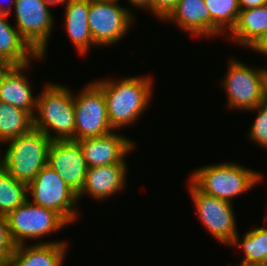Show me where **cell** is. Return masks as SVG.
Instances as JSON below:
<instances>
[{"label": "cell", "mask_w": 267, "mask_h": 266, "mask_svg": "<svg viewBox=\"0 0 267 266\" xmlns=\"http://www.w3.org/2000/svg\"><path fill=\"white\" fill-rule=\"evenodd\" d=\"M127 165L125 160L119 164L90 167L85 176V183L78 200L89 194L94 199L104 200L118 193L126 186Z\"/></svg>", "instance_id": "15"}, {"label": "cell", "mask_w": 267, "mask_h": 266, "mask_svg": "<svg viewBox=\"0 0 267 266\" xmlns=\"http://www.w3.org/2000/svg\"><path fill=\"white\" fill-rule=\"evenodd\" d=\"M124 136L115 130L103 136L78 140L88 168L122 163L135 149L134 143Z\"/></svg>", "instance_id": "13"}, {"label": "cell", "mask_w": 267, "mask_h": 266, "mask_svg": "<svg viewBox=\"0 0 267 266\" xmlns=\"http://www.w3.org/2000/svg\"><path fill=\"white\" fill-rule=\"evenodd\" d=\"M119 0H90L89 29L96 46L116 44L129 32L133 13Z\"/></svg>", "instance_id": "8"}, {"label": "cell", "mask_w": 267, "mask_h": 266, "mask_svg": "<svg viewBox=\"0 0 267 266\" xmlns=\"http://www.w3.org/2000/svg\"><path fill=\"white\" fill-rule=\"evenodd\" d=\"M51 142L43 132L32 128L6 142L8 148L4 154L0 151V164L16 180L28 185L47 165Z\"/></svg>", "instance_id": "4"}, {"label": "cell", "mask_w": 267, "mask_h": 266, "mask_svg": "<svg viewBox=\"0 0 267 266\" xmlns=\"http://www.w3.org/2000/svg\"><path fill=\"white\" fill-rule=\"evenodd\" d=\"M248 111H257V116L251 125L248 137L257 145L267 149V102H263Z\"/></svg>", "instance_id": "25"}, {"label": "cell", "mask_w": 267, "mask_h": 266, "mask_svg": "<svg viewBox=\"0 0 267 266\" xmlns=\"http://www.w3.org/2000/svg\"><path fill=\"white\" fill-rule=\"evenodd\" d=\"M264 99L267 102V67H263Z\"/></svg>", "instance_id": "32"}, {"label": "cell", "mask_w": 267, "mask_h": 266, "mask_svg": "<svg viewBox=\"0 0 267 266\" xmlns=\"http://www.w3.org/2000/svg\"><path fill=\"white\" fill-rule=\"evenodd\" d=\"M188 187L196 214L205 228L218 242L230 245L238 234L233 204L204 194L190 180Z\"/></svg>", "instance_id": "11"}, {"label": "cell", "mask_w": 267, "mask_h": 266, "mask_svg": "<svg viewBox=\"0 0 267 266\" xmlns=\"http://www.w3.org/2000/svg\"><path fill=\"white\" fill-rule=\"evenodd\" d=\"M133 7L143 8L151 12V1L152 0H127Z\"/></svg>", "instance_id": "30"}, {"label": "cell", "mask_w": 267, "mask_h": 266, "mask_svg": "<svg viewBox=\"0 0 267 266\" xmlns=\"http://www.w3.org/2000/svg\"><path fill=\"white\" fill-rule=\"evenodd\" d=\"M164 21L175 22L181 29L196 37H217L223 34L213 23L204 0H179Z\"/></svg>", "instance_id": "14"}, {"label": "cell", "mask_w": 267, "mask_h": 266, "mask_svg": "<svg viewBox=\"0 0 267 266\" xmlns=\"http://www.w3.org/2000/svg\"><path fill=\"white\" fill-rule=\"evenodd\" d=\"M9 5V4H8ZM12 9V5L10 6V7H5V6H3V3L2 4H0V14H11V10Z\"/></svg>", "instance_id": "34"}, {"label": "cell", "mask_w": 267, "mask_h": 266, "mask_svg": "<svg viewBox=\"0 0 267 266\" xmlns=\"http://www.w3.org/2000/svg\"><path fill=\"white\" fill-rule=\"evenodd\" d=\"M31 63L14 66L0 84V101L27 111L32 117L36 113L37 96L32 94L31 84L23 70Z\"/></svg>", "instance_id": "17"}, {"label": "cell", "mask_w": 267, "mask_h": 266, "mask_svg": "<svg viewBox=\"0 0 267 266\" xmlns=\"http://www.w3.org/2000/svg\"><path fill=\"white\" fill-rule=\"evenodd\" d=\"M15 246L9 266H62L67 251L65 241H44Z\"/></svg>", "instance_id": "16"}, {"label": "cell", "mask_w": 267, "mask_h": 266, "mask_svg": "<svg viewBox=\"0 0 267 266\" xmlns=\"http://www.w3.org/2000/svg\"><path fill=\"white\" fill-rule=\"evenodd\" d=\"M33 128V117L25 110L0 101V142L6 143Z\"/></svg>", "instance_id": "21"}, {"label": "cell", "mask_w": 267, "mask_h": 266, "mask_svg": "<svg viewBox=\"0 0 267 266\" xmlns=\"http://www.w3.org/2000/svg\"><path fill=\"white\" fill-rule=\"evenodd\" d=\"M237 266H267V264H247L240 262V264H238Z\"/></svg>", "instance_id": "35"}, {"label": "cell", "mask_w": 267, "mask_h": 266, "mask_svg": "<svg viewBox=\"0 0 267 266\" xmlns=\"http://www.w3.org/2000/svg\"><path fill=\"white\" fill-rule=\"evenodd\" d=\"M253 50L267 56V34L255 45Z\"/></svg>", "instance_id": "31"}, {"label": "cell", "mask_w": 267, "mask_h": 266, "mask_svg": "<svg viewBox=\"0 0 267 266\" xmlns=\"http://www.w3.org/2000/svg\"><path fill=\"white\" fill-rule=\"evenodd\" d=\"M28 200L38 206L54 210L69 224L78 219V197L59 174L46 165L27 185ZM32 199H29V196Z\"/></svg>", "instance_id": "5"}, {"label": "cell", "mask_w": 267, "mask_h": 266, "mask_svg": "<svg viewBox=\"0 0 267 266\" xmlns=\"http://www.w3.org/2000/svg\"><path fill=\"white\" fill-rule=\"evenodd\" d=\"M8 17V14H0V59L14 66L29 64L33 58L44 59L22 38L17 28L6 21Z\"/></svg>", "instance_id": "20"}, {"label": "cell", "mask_w": 267, "mask_h": 266, "mask_svg": "<svg viewBox=\"0 0 267 266\" xmlns=\"http://www.w3.org/2000/svg\"><path fill=\"white\" fill-rule=\"evenodd\" d=\"M43 1L50 6H55L57 4H62L63 6L64 3L66 2V0H43Z\"/></svg>", "instance_id": "33"}, {"label": "cell", "mask_w": 267, "mask_h": 266, "mask_svg": "<svg viewBox=\"0 0 267 266\" xmlns=\"http://www.w3.org/2000/svg\"><path fill=\"white\" fill-rule=\"evenodd\" d=\"M228 64L221 82L227 93L228 108L248 111L265 102L263 68L249 67L233 58Z\"/></svg>", "instance_id": "7"}, {"label": "cell", "mask_w": 267, "mask_h": 266, "mask_svg": "<svg viewBox=\"0 0 267 266\" xmlns=\"http://www.w3.org/2000/svg\"><path fill=\"white\" fill-rule=\"evenodd\" d=\"M66 2L64 3L65 30L79 55H86L91 45L96 46L88 24L90 0H66Z\"/></svg>", "instance_id": "18"}, {"label": "cell", "mask_w": 267, "mask_h": 266, "mask_svg": "<svg viewBox=\"0 0 267 266\" xmlns=\"http://www.w3.org/2000/svg\"><path fill=\"white\" fill-rule=\"evenodd\" d=\"M74 112L75 140L99 137L113 131L104 93L94 81L74 96Z\"/></svg>", "instance_id": "9"}, {"label": "cell", "mask_w": 267, "mask_h": 266, "mask_svg": "<svg viewBox=\"0 0 267 266\" xmlns=\"http://www.w3.org/2000/svg\"><path fill=\"white\" fill-rule=\"evenodd\" d=\"M240 10L255 8L267 4V0H238Z\"/></svg>", "instance_id": "28"}, {"label": "cell", "mask_w": 267, "mask_h": 266, "mask_svg": "<svg viewBox=\"0 0 267 266\" xmlns=\"http://www.w3.org/2000/svg\"><path fill=\"white\" fill-rule=\"evenodd\" d=\"M47 165L59 174L73 192L77 195L81 192L88 166L78 140L52 141Z\"/></svg>", "instance_id": "12"}, {"label": "cell", "mask_w": 267, "mask_h": 266, "mask_svg": "<svg viewBox=\"0 0 267 266\" xmlns=\"http://www.w3.org/2000/svg\"><path fill=\"white\" fill-rule=\"evenodd\" d=\"M213 23L223 32L235 27L240 7L238 0H204Z\"/></svg>", "instance_id": "24"}, {"label": "cell", "mask_w": 267, "mask_h": 266, "mask_svg": "<svg viewBox=\"0 0 267 266\" xmlns=\"http://www.w3.org/2000/svg\"><path fill=\"white\" fill-rule=\"evenodd\" d=\"M262 173L233 162L201 166L190 175V181L204 194L232 203L262 181Z\"/></svg>", "instance_id": "3"}, {"label": "cell", "mask_w": 267, "mask_h": 266, "mask_svg": "<svg viewBox=\"0 0 267 266\" xmlns=\"http://www.w3.org/2000/svg\"><path fill=\"white\" fill-rule=\"evenodd\" d=\"M267 34V4L240 10L235 27L229 32L233 42L253 49Z\"/></svg>", "instance_id": "19"}, {"label": "cell", "mask_w": 267, "mask_h": 266, "mask_svg": "<svg viewBox=\"0 0 267 266\" xmlns=\"http://www.w3.org/2000/svg\"><path fill=\"white\" fill-rule=\"evenodd\" d=\"M27 199V184L16 180L0 164V215L7 216Z\"/></svg>", "instance_id": "23"}, {"label": "cell", "mask_w": 267, "mask_h": 266, "mask_svg": "<svg viewBox=\"0 0 267 266\" xmlns=\"http://www.w3.org/2000/svg\"><path fill=\"white\" fill-rule=\"evenodd\" d=\"M179 0H152L151 13L164 21L174 10Z\"/></svg>", "instance_id": "27"}, {"label": "cell", "mask_w": 267, "mask_h": 266, "mask_svg": "<svg viewBox=\"0 0 267 266\" xmlns=\"http://www.w3.org/2000/svg\"><path fill=\"white\" fill-rule=\"evenodd\" d=\"M14 249L15 244L9 233L7 218L0 215V266H9Z\"/></svg>", "instance_id": "26"}, {"label": "cell", "mask_w": 267, "mask_h": 266, "mask_svg": "<svg viewBox=\"0 0 267 266\" xmlns=\"http://www.w3.org/2000/svg\"><path fill=\"white\" fill-rule=\"evenodd\" d=\"M237 234L229 246H237L243 250L242 263L267 264V225L266 227L252 228L247 231L242 240Z\"/></svg>", "instance_id": "22"}, {"label": "cell", "mask_w": 267, "mask_h": 266, "mask_svg": "<svg viewBox=\"0 0 267 266\" xmlns=\"http://www.w3.org/2000/svg\"><path fill=\"white\" fill-rule=\"evenodd\" d=\"M16 28L29 46L43 58L54 26V17L43 0H12Z\"/></svg>", "instance_id": "10"}, {"label": "cell", "mask_w": 267, "mask_h": 266, "mask_svg": "<svg viewBox=\"0 0 267 266\" xmlns=\"http://www.w3.org/2000/svg\"><path fill=\"white\" fill-rule=\"evenodd\" d=\"M8 229L15 246L27 239H39L70 225L54 210L35 205L28 199L7 216ZM26 239V240H25Z\"/></svg>", "instance_id": "6"}, {"label": "cell", "mask_w": 267, "mask_h": 266, "mask_svg": "<svg viewBox=\"0 0 267 266\" xmlns=\"http://www.w3.org/2000/svg\"><path fill=\"white\" fill-rule=\"evenodd\" d=\"M43 89L37 97L33 128L43 132L52 141L75 140L73 92L55 83H48Z\"/></svg>", "instance_id": "2"}, {"label": "cell", "mask_w": 267, "mask_h": 266, "mask_svg": "<svg viewBox=\"0 0 267 266\" xmlns=\"http://www.w3.org/2000/svg\"><path fill=\"white\" fill-rule=\"evenodd\" d=\"M14 67V65L6 60L0 59V84L7 73Z\"/></svg>", "instance_id": "29"}, {"label": "cell", "mask_w": 267, "mask_h": 266, "mask_svg": "<svg viewBox=\"0 0 267 266\" xmlns=\"http://www.w3.org/2000/svg\"><path fill=\"white\" fill-rule=\"evenodd\" d=\"M150 76L127 77L120 81H94L103 91L110 125L115 131L134 124L148 108L153 88Z\"/></svg>", "instance_id": "1"}]
</instances>
